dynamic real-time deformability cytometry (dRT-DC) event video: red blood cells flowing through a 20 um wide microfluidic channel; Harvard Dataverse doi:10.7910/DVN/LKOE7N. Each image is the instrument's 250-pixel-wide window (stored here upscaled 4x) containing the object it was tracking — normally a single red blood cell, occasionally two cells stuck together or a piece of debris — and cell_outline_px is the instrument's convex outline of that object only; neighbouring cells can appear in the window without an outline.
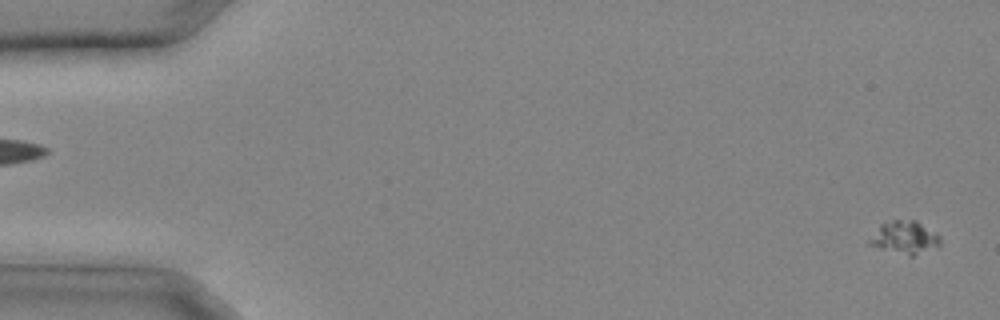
{"species": "common noctule bat (a hibernating species)", "species_latin": "Nyctalus noctula", "temperature_condition": "cold", "stored_images_in_passage": 32, "camera_frame_rate_fps": 3000, "um_per_image_px": 0.085, "animal": {"sex": "male", "body_mass_g": 20.4}, "frame": {"image": 1, "passage_image": 1, "time_ms": 0.0, "image_size_px": [1000, 320], "cell_outline_px": [[940, 244], [912, 256], [908, 256], [880, 248], [868, 244], [868, 240], [880, 224], [892, 220], [916, 220], [940, 236]], "centroid_in_image_um": [76.86, 20.17], "position_along_channel_um": 8.1, "area_um2": 13.24}}
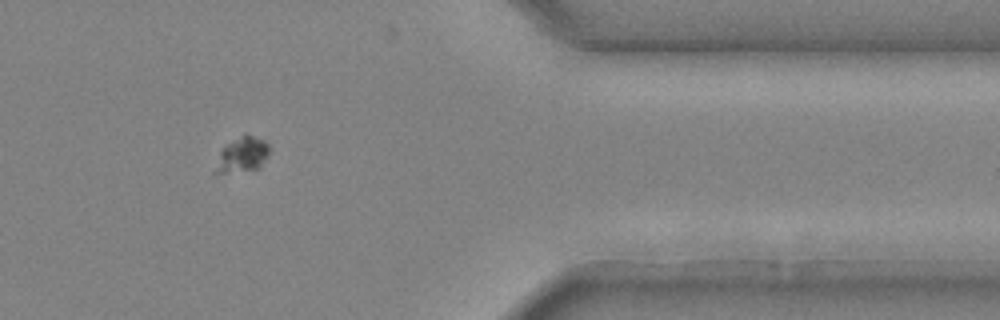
{"frame": {"image": 2, "passage_image": 28, "time_ms": 9.0, "image_size_px": [1000, 320], "cell_outline_px": [[268, 156], [260, 168], [224, 172], [212, 172], [220, 152], [228, 144], [244, 136], [252, 136], [264, 140], [268, 144]], "centroid_in_image_um": [20.6, 13.18], "position_along_channel_um": 390.8, "area_um2": 10.46}}
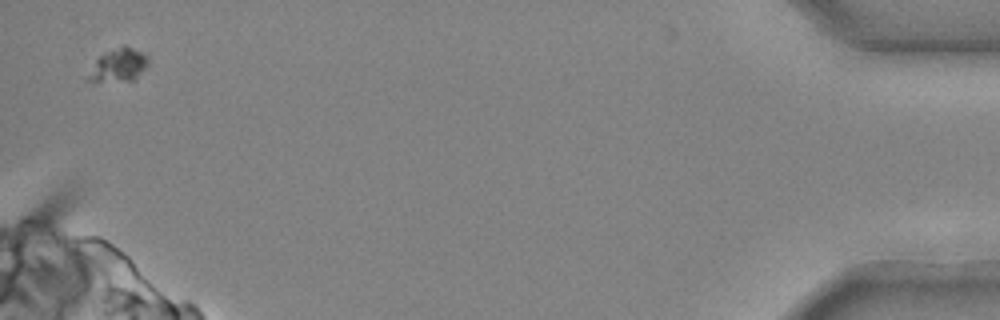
{"frame": {"image": 3, "passage_image": 32, "time_ms": 10.333, "image_size_px": [1000, 320], "cell_outline_px": [[148, 64], [136, 80], [84, 80], [96, 60], [104, 52], [124, 44], [148, 56]], "centroid_in_image_um": [10.09, 5.51], "position_along_channel_um": 425.1, "area_um2": 11.39}}